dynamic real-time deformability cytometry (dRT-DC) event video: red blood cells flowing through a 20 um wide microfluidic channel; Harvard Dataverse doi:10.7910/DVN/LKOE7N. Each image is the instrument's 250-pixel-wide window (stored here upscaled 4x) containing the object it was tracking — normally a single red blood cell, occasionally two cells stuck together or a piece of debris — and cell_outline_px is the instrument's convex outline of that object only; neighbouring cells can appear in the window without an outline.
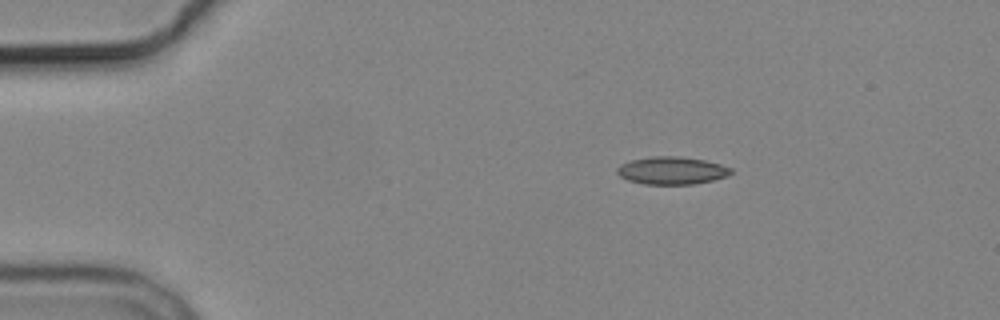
{"species": "common noctule bat (a hibernating species)", "species_latin": "Nyctalus noctula", "temperature_condition": "cold", "stored_images_in_passage": 3, "camera_frame_rate_fps": 3000, "um_per_image_px": 0.085, "animal": {"sex": "male", "body_mass_g": 19.2, "forearm_length_mm": 51.8}, "frame": {"image": 1, "passage_image": 1, "time_ms": 0.0, "image_size_px": [1000, 320], "cell_outline_px": [[732, 172], [724, 176], [712, 180], [692, 184], [644, 184], [628, 180], [620, 176], [616, 172], [616, 168], [620, 164], [632, 160], [652, 156], [680, 156], [704, 160], [720, 164], [732, 168]], "centroid_in_image_um": [57.06, 14.49], "position_along_channel_um": 27.9, "area_um2": 18.21}}